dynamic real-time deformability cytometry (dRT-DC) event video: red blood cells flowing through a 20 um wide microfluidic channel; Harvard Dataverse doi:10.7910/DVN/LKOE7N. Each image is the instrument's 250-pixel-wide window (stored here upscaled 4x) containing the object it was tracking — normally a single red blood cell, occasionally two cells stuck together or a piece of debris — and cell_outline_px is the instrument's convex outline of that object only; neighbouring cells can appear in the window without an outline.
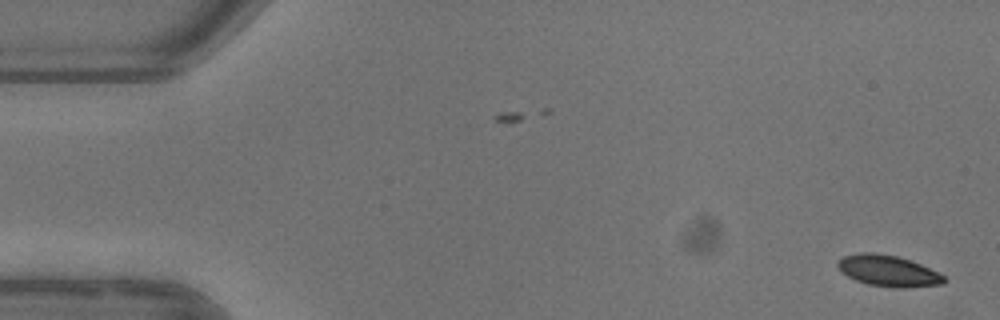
{"species": "common noctule bat (a hibernating species)", "species_latin": "Nyctalus noctula", "temperature_condition": "warm", "stored_images_in_passage": 2, "camera_frame_rate_fps": 3000, "um_per_image_px": 0.085, "animal": {"sex": "female"}, "frame": {"image": 1, "passage_image": 2, "time_ms": 1.333, "image_size_px": [1000, 320], "cell_outline_px": [[944, 284], [900, 288], [868, 284], [856, 280], [848, 276], [836, 264], [844, 256], [860, 252], [872, 252], [896, 256], [912, 260], [944, 276]], "centroid_in_image_um": [75.5, 23.01], "position_along_channel_um": 9.5, "area_um2": 18.9}}